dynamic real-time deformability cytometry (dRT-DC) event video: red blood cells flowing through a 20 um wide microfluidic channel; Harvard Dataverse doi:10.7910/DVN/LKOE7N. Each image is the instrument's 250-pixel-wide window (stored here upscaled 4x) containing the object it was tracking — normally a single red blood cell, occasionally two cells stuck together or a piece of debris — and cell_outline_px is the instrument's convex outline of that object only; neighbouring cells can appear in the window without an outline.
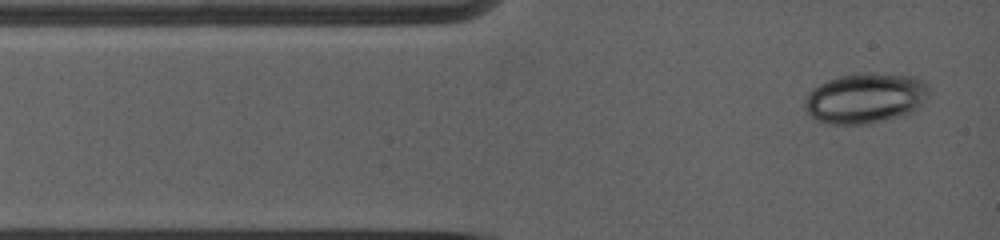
{"species": "common noctule bat (a hibernating species)", "species_latin": "Nyctalus noctula", "temperature_condition": "warm", "stored_images_in_passage": 9, "camera_frame_rate_fps": 5000, "um_per_image_px": 0.085, "animal": {"sex": "female", "body_mass_g": 19.0, "forearm_length_mm": 53.3}, "frame": {"image": 1, "passage_image": 1, "time_ms": 0.0, "image_size_px": [1000, 240], "cell_outline_px": [[932, 92], [916, 112], [868, 124], [828, 124], [816, 120], [804, 108], [804, 100], [808, 92], [812, 88], [828, 80], [840, 76], [860, 72], [876, 72], [916, 76], [924, 80], [928, 84]], "centroid_in_image_um": [73.62, 8.32], "position_along_channel_um": 11.4, "area_um2": 37.34}}
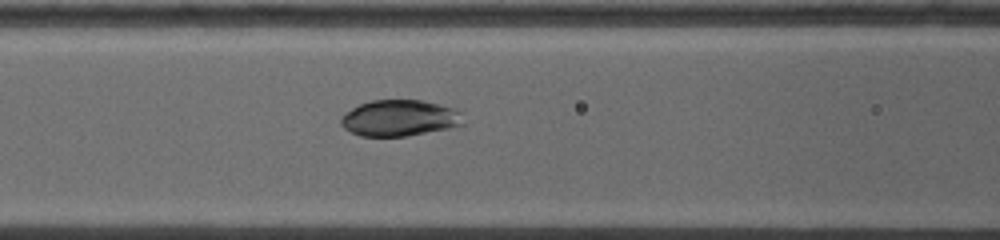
{"frame": {"image": 2, "passage_image": 7, "time_ms": 4.0, "image_size_px": [1000, 240], "cell_outline_px": [[464, 124], [448, 128], [408, 136], [360, 136], [344, 128], [340, 124], [340, 116], [344, 112], [360, 104], [372, 100], [420, 100], [456, 108], [460, 112]], "centroid_in_image_um": [33.93, 10.03], "position_along_channel_um": 132.7, "area_um2": 25.84}}
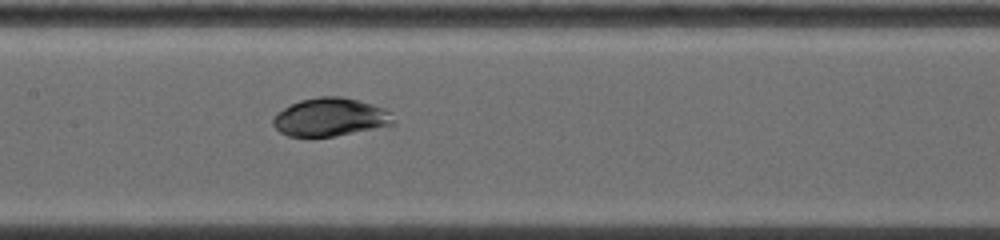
{"frame": {"image": 3, "passage_image": 9, "time_ms": 5.2, "image_size_px": [1000, 240], "cell_outline_px": [[396, 124], [332, 136], [288, 136], [280, 132], [272, 124], [272, 120], [276, 112], [300, 100], [320, 96], [344, 96], [372, 104], [384, 108], [392, 112], [396, 120]], "centroid_in_image_um": [28.09, 9.94], "position_along_channel_um": 179.3, "area_um2": 26.82}}